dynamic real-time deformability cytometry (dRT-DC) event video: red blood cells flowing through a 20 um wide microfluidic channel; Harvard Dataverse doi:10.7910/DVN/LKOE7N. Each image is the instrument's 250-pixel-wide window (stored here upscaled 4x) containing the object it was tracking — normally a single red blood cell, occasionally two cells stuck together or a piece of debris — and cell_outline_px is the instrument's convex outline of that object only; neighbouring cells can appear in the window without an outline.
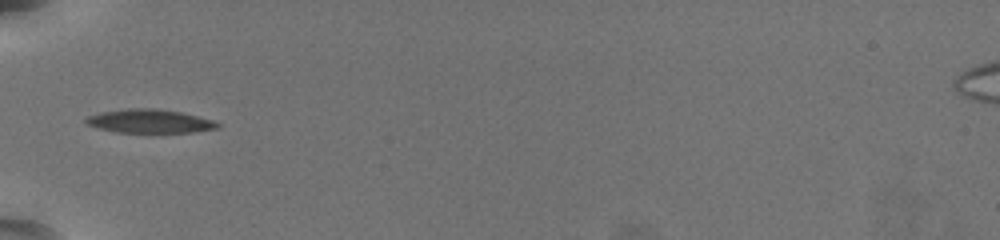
{"species": "common noctule bat (a hibernating species)", "species_latin": "Nyctalus noctula", "temperature_condition": "warm", "stored_images_in_passage": 36, "camera_frame_rate_fps": 3000, "um_per_image_px": 0.085, "animal": {"sex": "female", "body_mass_g": 19.5, "forearm_length_mm": 54.1}, "frame": {"image": 1, "passage_image": 1, "time_ms": 0.0, "image_size_px": [1000, 240], "cell_outline_px": [[220, 124], [216, 128], [192, 132], [116, 132], [100, 128], [88, 124], [84, 120], [88, 116], [104, 112], [132, 108], [148, 108], [180, 112], [212, 120]], "centroid_in_image_um": [12.71, 10.3], "position_along_channel_um": 72.3, "area_um2": 17.51}}
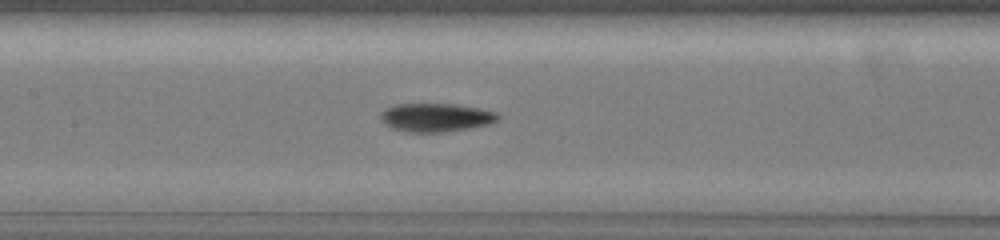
{"frame": {"image": 2, "passage_image": 9, "time_ms": 2.667, "image_size_px": [1000, 240], "cell_outline_px": [[500, 116], [496, 120], [488, 124], [448, 132], [404, 132], [392, 128], [384, 120], [384, 112], [388, 108], [396, 104], [452, 104], [476, 108], [496, 112]], "centroid_in_image_um": [37.1, 9.99], "position_along_channel_um": 170.3, "area_um2": 18.9}}
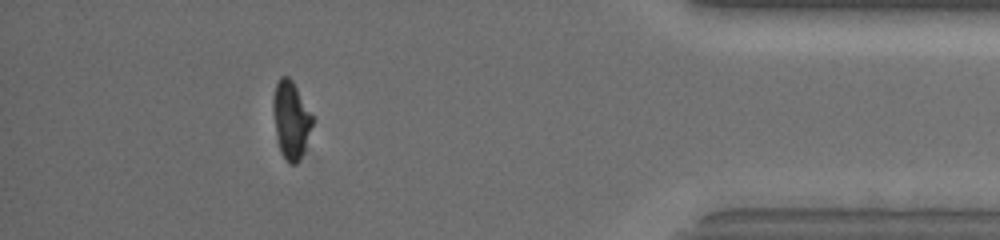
{"frame": {"image": 3, "passage_image": 31, "time_ms": 10.0, "image_size_px": [1000, 240], "cell_outline_px": [[312, 124], [300, 156], [296, 164], [292, 164], [280, 152], [272, 112], [272, 100], [276, 84], [280, 76], [288, 76], [292, 80], [312, 116]], "centroid_in_image_um": [24.68, 10.12], "position_along_channel_um": 410.5, "area_um2": 17.05}, "authors_computed_cell_mechanics": {"area_um2": 18.207, "velocity_mm_per_s": 3.778, "shape_relaxation_time_tau1_ms": 3.0256, "shape_relaxation_time_tau2_ms": 4.2561, "deformation_change_tau1": 0.1665, "deformation_change_tau2": 0.1009}}